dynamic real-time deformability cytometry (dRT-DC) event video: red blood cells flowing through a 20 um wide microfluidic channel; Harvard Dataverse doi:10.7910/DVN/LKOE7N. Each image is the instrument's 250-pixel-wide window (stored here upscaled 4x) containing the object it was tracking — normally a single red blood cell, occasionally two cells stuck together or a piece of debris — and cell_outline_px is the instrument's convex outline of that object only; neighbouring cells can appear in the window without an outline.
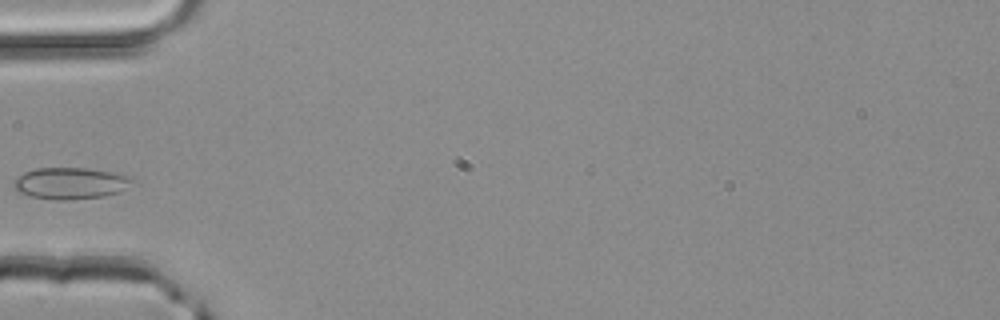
{"species": "common noctule bat (a hibernating species)", "species_latin": "Nyctalus noctula", "temperature_condition": "room temperature", "stored_images_in_passage": 2, "camera_frame_rate_fps": 3000, "um_per_image_px": 0.085, "animal": {"sex": "male", "body_mass_g": 20.4}, "frame": {"image": 1, "passage_image": 2, "time_ms": 0.333, "image_size_px": [1000, 320], "cell_outline_px": [[136, 180], [120, 192], [104, 196], [72, 200], [56, 200], [32, 196], [20, 192], [12, 184], [16, 176], [24, 172], [36, 168], [88, 168], [112, 172], [132, 176]], "centroid_in_image_um": [6.02, 15.57], "position_along_channel_um": 79.0, "area_um2": 21.96}}